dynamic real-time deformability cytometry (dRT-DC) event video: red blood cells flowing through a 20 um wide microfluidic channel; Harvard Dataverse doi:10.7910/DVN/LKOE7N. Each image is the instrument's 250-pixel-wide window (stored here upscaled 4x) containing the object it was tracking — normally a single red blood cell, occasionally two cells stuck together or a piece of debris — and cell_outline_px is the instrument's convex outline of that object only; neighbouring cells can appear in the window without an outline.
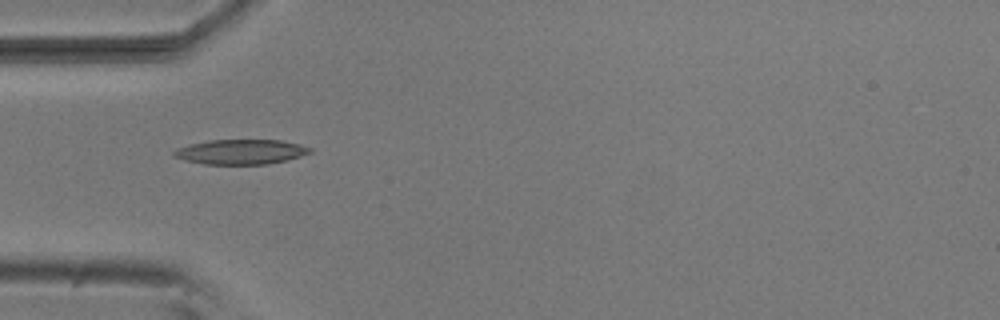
{"species": "common noctule bat (a hibernating species)", "species_latin": "Nyctalus noctula", "temperature_condition": "room temperature", "stored_images_in_passage": 23, "camera_frame_rate_fps": 3000, "um_per_image_px": 0.085, "animal": {"sex": "male", "body_mass_g": 20.5, "forearm_length_mm": 52.5}, "frame": {"image": 1, "passage_image": 16, "time_ms": 5.0, "image_size_px": [1000, 320], "cell_outline_px": [[312, 152], [300, 156], [268, 164], [204, 164], [184, 160], [172, 156], [172, 152], [176, 148], [188, 144], [208, 140], [280, 140], [300, 144], [312, 148]], "centroid_in_image_um": [20.42, 12.9], "position_along_channel_um": 64.6, "area_um2": 19.77}}
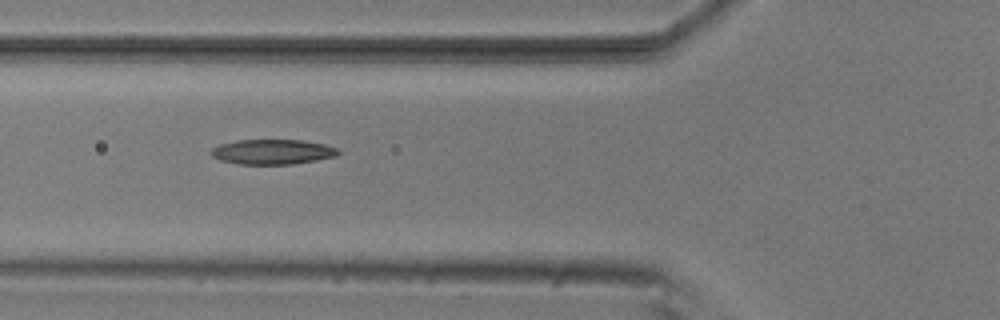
{"frame": {"image": 2, "passage_image": 19, "time_ms": 6.0, "image_size_px": [1000, 320], "cell_outline_px": [[340, 152], [336, 156], [316, 160], [292, 164], [240, 164], [220, 160], [212, 156], [208, 152], [212, 148], [220, 144], [236, 140], [304, 140], [324, 144], [336, 148]], "centroid_in_image_um": [23.13, 12.9], "position_along_channel_um": 102.7, "area_um2": 18.5}}